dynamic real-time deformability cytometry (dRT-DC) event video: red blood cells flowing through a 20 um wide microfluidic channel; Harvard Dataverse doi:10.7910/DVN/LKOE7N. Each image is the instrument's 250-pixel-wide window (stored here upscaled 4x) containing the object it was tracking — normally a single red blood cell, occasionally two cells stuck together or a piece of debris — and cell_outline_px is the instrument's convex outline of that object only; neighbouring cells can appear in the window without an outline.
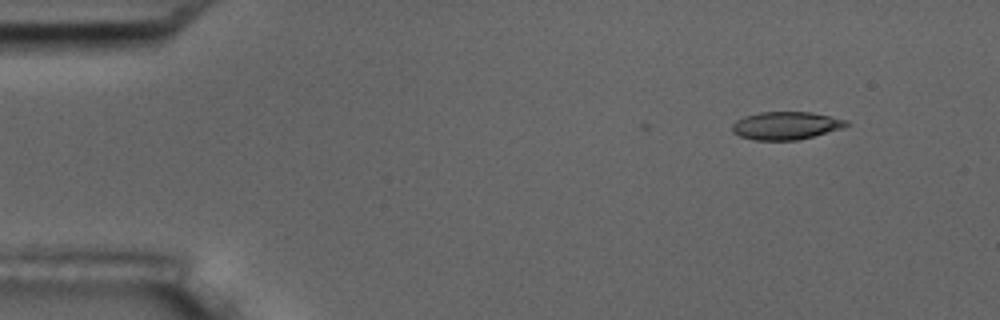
{"species": "common noctule bat (a hibernating species)", "species_latin": "Nyctalus noctula", "temperature_condition": "room temperature", "stored_images_in_passage": 4, "camera_frame_rate_fps": 3000, "um_per_image_px": 0.085, "animal": {"sex": "male", "body_mass_g": 17.5, "forearm_length_mm": 52.3}, "frame": {"image": 1, "passage_image": 1, "time_ms": 0.0, "image_size_px": [1000, 320], "cell_outline_px": [[852, 124], [844, 128], [796, 140], [752, 140], [740, 136], [732, 132], [732, 124], [736, 120], [744, 116], [760, 112], [812, 112], [848, 120]], "centroid_in_image_um": [66.82, 10.67], "position_along_channel_um": 18.2, "area_um2": 18.67}}
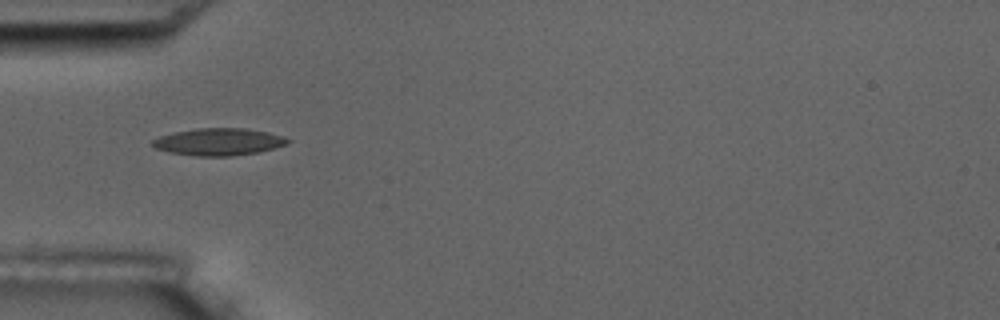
{"frame": {"image": 2, "passage_image": 4, "time_ms": 4.0, "image_size_px": [1000, 320], "cell_outline_px": [[292, 140], [288, 144], [260, 152], [232, 156], [196, 156], [168, 152], [156, 148], [152, 144], [152, 140], [160, 136], [176, 132], [196, 128], [244, 128], [268, 132]], "centroid_in_image_um": [18.61, 12.06], "position_along_channel_um": 66.4, "area_um2": 21.39}}